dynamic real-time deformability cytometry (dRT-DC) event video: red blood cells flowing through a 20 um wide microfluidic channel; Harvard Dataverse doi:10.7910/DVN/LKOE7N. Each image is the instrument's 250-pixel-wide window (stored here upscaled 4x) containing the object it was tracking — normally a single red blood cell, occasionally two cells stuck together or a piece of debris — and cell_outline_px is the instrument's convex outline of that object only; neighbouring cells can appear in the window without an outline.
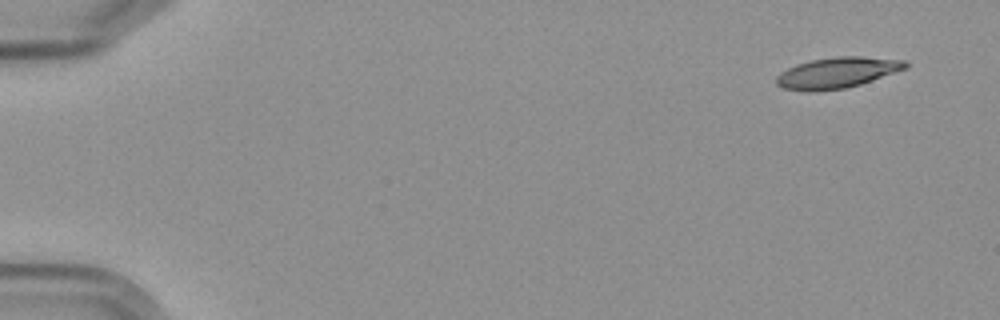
{"species": "Egyptian fruit bat (a non-hibernating species)", "species_latin": "Rousettus aegyptiacus", "temperature_condition": "cold", "stored_images_in_passage": 6, "camera_frame_rate_fps": 3000, "um_per_image_px": 0.085, "frame": {"image": 1, "passage_image": 1, "time_ms": 0.0, "image_size_px": [1000, 320], "cell_outline_px": [[908, 68], [860, 84], [844, 88], [816, 92], [804, 92], [784, 88], [776, 84], [776, 76], [780, 72], [796, 64], [812, 60], [836, 56], [860, 56], [904, 60], [908, 64]], "centroid_in_image_um": [71.13, 6.19], "position_along_channel_um": 13.9, "area_um2": 23.29}}